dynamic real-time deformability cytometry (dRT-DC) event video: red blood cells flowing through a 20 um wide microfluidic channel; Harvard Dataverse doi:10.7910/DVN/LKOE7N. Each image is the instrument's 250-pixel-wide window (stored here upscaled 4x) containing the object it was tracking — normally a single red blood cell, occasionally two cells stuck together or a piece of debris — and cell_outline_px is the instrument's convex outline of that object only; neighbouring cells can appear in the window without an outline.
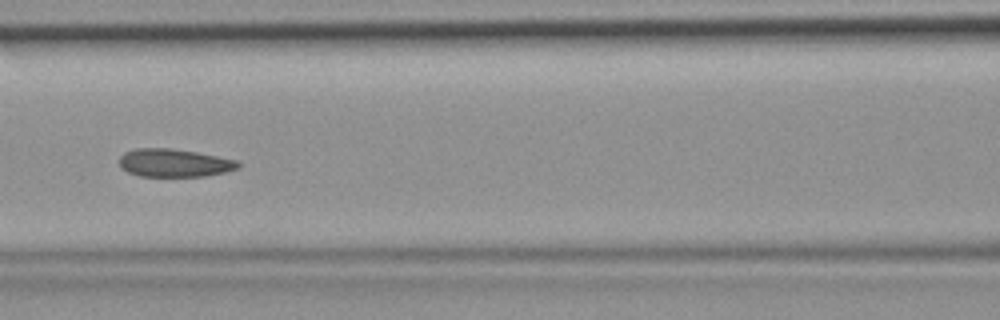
{"species": "common noctule bat (a hibernating species)", "species_latin": "Nyctalus noctula", "temperature_condition": "room temperature", "stored_images_in_passage": 45, "camera_frame_rate_fps": 3000, "um_per_image_px": 0.085, "animal": {"sex": "female", "body_mass_g": 19.9}, "frame": {"image": 1, "passage_image": 20, "time_ms": 6.333, "image_size_px": [1000, 320], "cell_outline_px": [[240, 168], [224, 172], [204, 176], [140, 176], [128, 172], [120, 168], [120, 156], [124, 152], [136, 148], [172, 148], [196, 152], [240, 160]], "centroid_in_image_um": [14.82, 13.84], "position_along_channel_um": 151.8, "area_um2": 19.54}}